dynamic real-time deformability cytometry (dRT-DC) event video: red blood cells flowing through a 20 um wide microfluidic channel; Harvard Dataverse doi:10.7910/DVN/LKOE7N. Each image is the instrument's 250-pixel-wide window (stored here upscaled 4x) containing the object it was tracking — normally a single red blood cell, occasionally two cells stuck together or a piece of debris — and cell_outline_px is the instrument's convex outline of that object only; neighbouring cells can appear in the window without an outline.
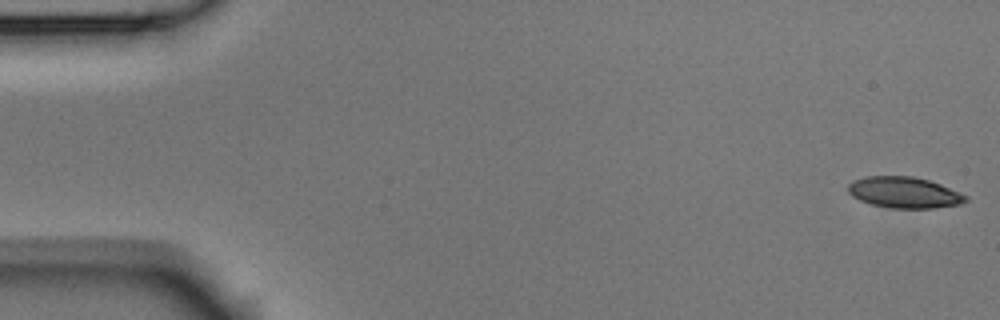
{"species": "Egyptian fruit bat (a non-hibernating species)", "species_latin": "Rousettus aegyptiacus", "temperature_condition": "room temperature", "stored_images_in_passage": 4, "camera_frame_rate_fps": 3000, "um_per_image_px": 0.085, "animal": {"sex": "male"}, "frame": {"image": 1, "passage_image": 1, "time_ms": 0.0, "image_size_px": [1000, 320], "cell_outline_px": [[968, 200], [960, 204], [936, 208], [892, 208], [872, 204], [860, 200], [852, 196], [848, 192], [848, 184], [852, 180], [864, 176], [912, 176], [928, 180], [940, 184], [968, 196]], "centroid_in_image_um": [76.84, 16.35], "position_along_channel_um": 8.2, "area_um2": 21.33}}
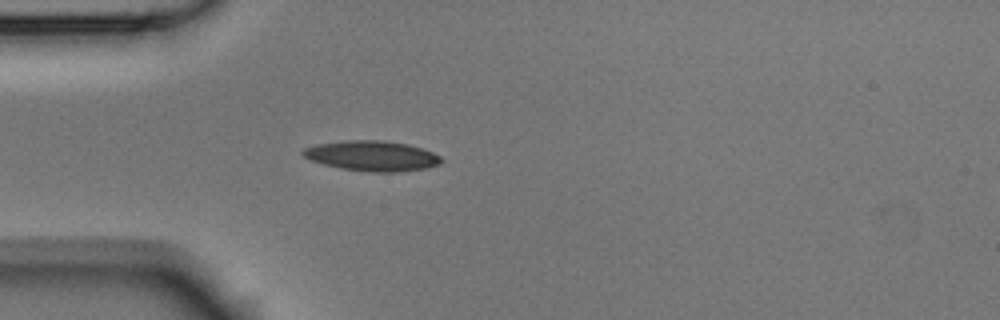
{"frame": {"image": 2, "passage_image": 4, "time_ms": 1.0, "image_size_px": [1000, 320], "cell_outline_px": [[444, 160], [440, 164], [424, 168], [396, 172], [372, 172], [340, 168], [324, 164], [312, 160], [304, 156], [300, 152], [304, 148], [316, 144], [348, 140], [380, 140], [408, 144], [432, 152], [440, 156]], "centroid_in_image_um": [31.62, 13.24], "position_along_channel_um": 53.4, "area_um2": 24.16}}